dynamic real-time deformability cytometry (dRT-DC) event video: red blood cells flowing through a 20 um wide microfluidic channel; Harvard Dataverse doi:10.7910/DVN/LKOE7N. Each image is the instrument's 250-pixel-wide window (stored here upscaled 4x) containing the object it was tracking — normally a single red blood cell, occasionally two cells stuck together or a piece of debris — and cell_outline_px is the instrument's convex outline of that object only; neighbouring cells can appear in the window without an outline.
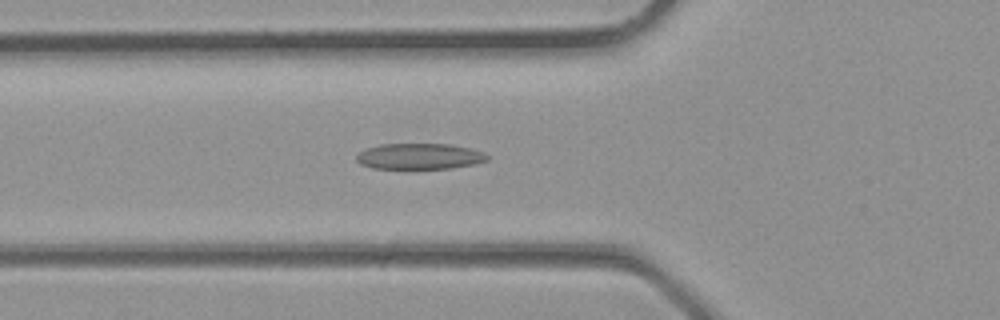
{"species": "common noctule bat (a hibernating species)", "species_latin": "Nyctalus noctula", "temperature_condition": "room temperature", "stored_images_in_passage": 29, "camera_frame_rate_fps": 3000, "um_per_image_px": 0.085, "animal": {"sex": "male", "body_mass_g": 23.1, "forearm_length_mm": 52.7}, "frame": {"image": 1, "passage_image": 10, "time_ms": 3.0, "image_size_px": [1000, 320], "cell_outline_px": [[488, 160], [472, 164], [452, 168], [372, 168], [360, 164], [356, 160], [356, 156], [364, 148], [380, 144], [452, 144], [484, 152], [488, 156]], "centroid_in_image_um": [35.62, 13.28], "position_along_channel_um": 90.2, "area_um2": 19.65}}
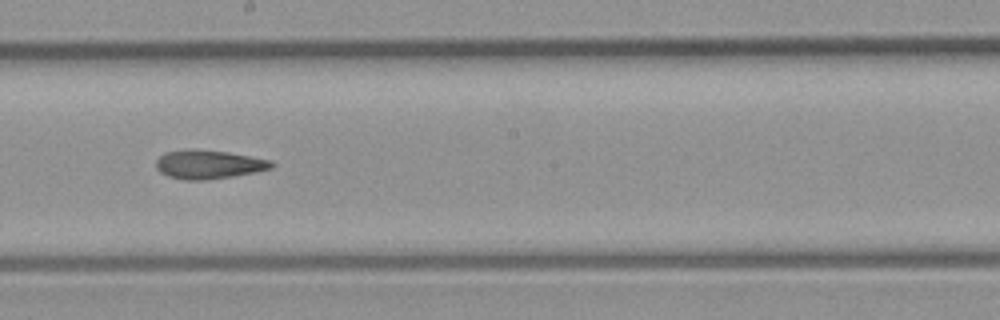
{"frame": {"image": 2, "passage_image": 17, "time_ms": 5.333, "image_size_px": [1000, 320], "cell_outline_px": [[276, 164], [272, 168], [232, 176], [208, 180], [184, 180], [168, 176], [160, 172], [156, 168], [156, 160], [164, 152], [228, 152], [272, 160]], "centroid_in_image_um": [17.77, 14.02], "position_along_channel_um": 230.4, "area_um2": 18.55}}
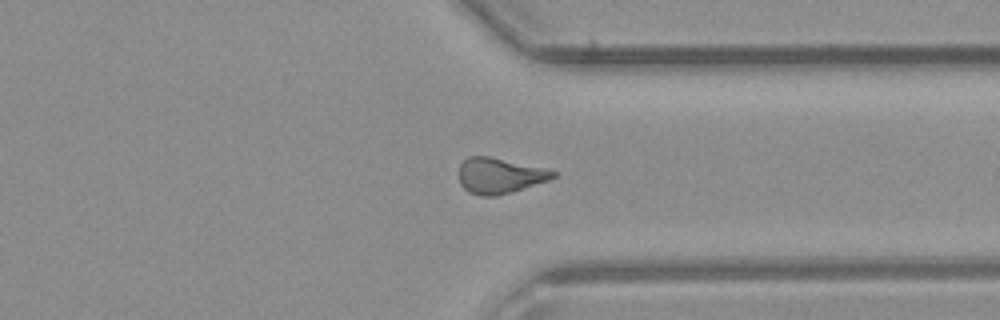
{"frame": {"image": 3, "passage_image": 24, "time_ms": 7.667, "image_size_px": [1000, 320], "cell_outline_px": [[556, 176], [548, 180], [512, 192], [496, 196], [480, 196], [468, 192], [460, 184], [460, 164], [468, 156], [488, 156], [544, 168], [556, 172]], "centroid_in_image_um": [42.44, 14.94], "position_along_channel_um": 369.0, "area_um2": 19.36}}